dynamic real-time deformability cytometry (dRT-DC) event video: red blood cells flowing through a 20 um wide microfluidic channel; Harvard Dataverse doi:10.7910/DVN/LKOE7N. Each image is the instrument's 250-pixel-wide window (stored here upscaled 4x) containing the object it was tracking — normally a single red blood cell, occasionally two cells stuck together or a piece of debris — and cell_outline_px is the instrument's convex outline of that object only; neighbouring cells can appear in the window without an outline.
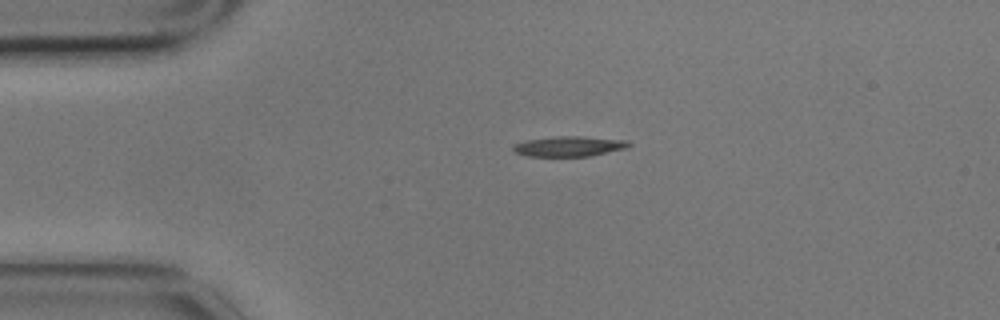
{"species": "common noctule bat (a hibernating species)", "species_latin": "Nyctalus noctula", "temperature_condition": "cold", "stored_images_in_passage": 2, "camera_frame_rate_fps": 3000, "um_per_image_px": 0.085, "animal": {"sex": "male", "body_mass_g": 17.9}, "frame": {"image": 1, "passage_image": 1, "time_ms": 0.0, "image_size_px": [1000, 320], "cell_outline_px": [[632, 144], [628, 148], [588, 156], [528, 156], [516, 152], [512, 148], [516, 144], [524, 140], [556, 136], [580, 136], [628, 140]], "centroid_in_image_um": [48.42, 12.43], "position_along_channel_um": 36.6, "area_um2": 13.58}}